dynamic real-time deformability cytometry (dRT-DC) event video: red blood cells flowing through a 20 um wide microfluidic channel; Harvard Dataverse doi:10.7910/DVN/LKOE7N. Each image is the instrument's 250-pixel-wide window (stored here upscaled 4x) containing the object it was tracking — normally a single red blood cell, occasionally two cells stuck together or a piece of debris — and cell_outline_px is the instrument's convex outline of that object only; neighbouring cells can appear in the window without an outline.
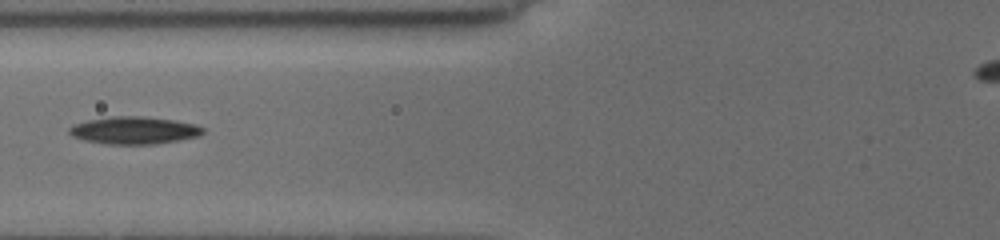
{"species": "common noctule bat (a hibernating species)", "species_latin": "Nyctalus noctula", "temperature_condition": "cold", "stored_images_in_passage": 8, "camera_frame_rate_fps": 3000, "um_per_image_px": 0.085, "animal": {"sex": "female", "body_mass_g": 19.5, "forearm_length_mm": 54.1}, "frame": {"image": 1, "passage_image": 6, "time_ms": 5.667, "image_size_px": [1000, 240], "cell_outline_px": [[204, 132], [200, 136], [180, 140], [156, 144], [104, 144], [84, 140], [72, 136], [68, 132], [68, 128], [76, 124], [88, 120], [112, 116], [140, 116], [176, 120], [196, 124], [204, 128]], "centroid_in_image_um": [11.43, 11.08], "position_along_channel_um": 114.4, "area_um2": 21.5}}
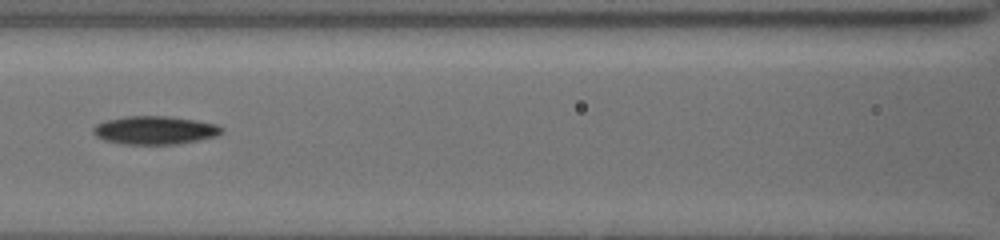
{"frame": {"image": 2, "passage_image": 7, "time_ms": 6.667, "image_size_px": [1000, 240], "cell_outline_px": [[224, 128], [216, 136], [200, 140], [176, 144], [124, 144], [104, 140], [96, 136], [92, 132], [92, 128], [96, 124], [104, 120], [124, 116], [164, 116], [196, 120], [216, 124]], "centroid_in_image_um": [13.12, 11.06], "position_along_channel_um": 153.5, "area_um2": 21.21}}